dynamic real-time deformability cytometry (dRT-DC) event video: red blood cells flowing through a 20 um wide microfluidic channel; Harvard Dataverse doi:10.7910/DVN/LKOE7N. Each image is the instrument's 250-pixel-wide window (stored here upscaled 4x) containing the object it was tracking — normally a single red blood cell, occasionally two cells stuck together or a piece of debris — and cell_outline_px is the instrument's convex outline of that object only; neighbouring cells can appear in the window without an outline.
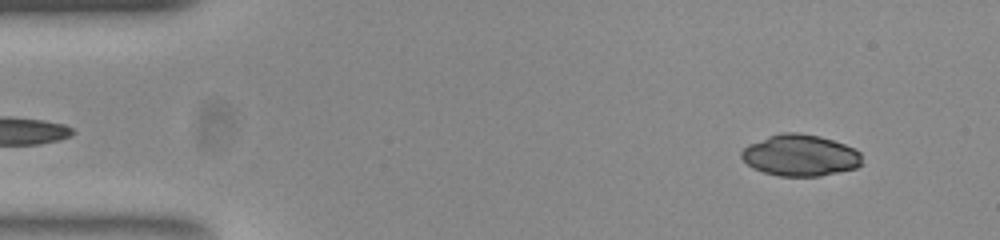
{"species": "common noctule bat (a hibernating species)", "species_latin": "Nyctalus noctula", "temperature_condition": "room temperature", "stored_images_in_passage": 51, "camera_frame_rate_fps": 3000, "um_per_image_px": 0.085, "animal": {"sex": "female", "body_mass_g": 23.0, "forearm_length_mm": 53.4}, "frame": {"image": 1, "passage_image": 4, "time_ms": 1.0, "image_size_px": [1000, 240], "cell_outline_px": [[860, 164], [856, 168], [820, 176], [780, 176], [764, 172], [752, 168], [740, 156], [740, 152], [748, 144], [768, 136], [780, 132], [800, 132], [820, 136], [844, 144], [860, 152]], "centroid_in_image_um": [67.98, 13.19], "position_along_channel_um": 17.0, "area_um2": 29.07}}
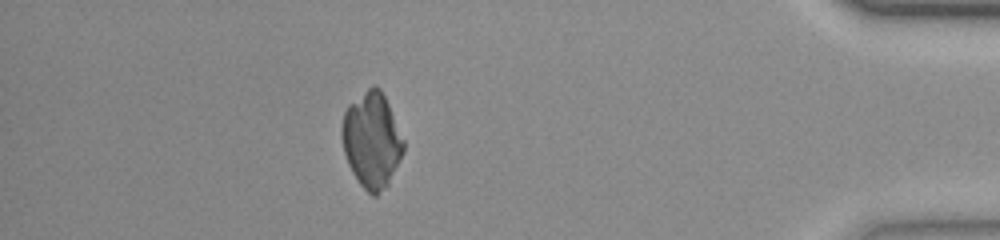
{"frame": {"image": 2, "passage_image": 45, "time_ms": 14.667, "image_size_px": [1000, 240], "cell_outline_px": [[404, 152], [388, 184], [376, 196], [372, 196], [360, 184], [352, 172], [348, 164], [344, 152], [340, 132], [340, 128], [344, 112], [348, 104], [372, 84], [380, 88], [388, 104], [404, 140]], "centroid_in_image_um": [31.58, 11.9], "position_along_channel_um": 403.6, "area_um2": 34.33}}